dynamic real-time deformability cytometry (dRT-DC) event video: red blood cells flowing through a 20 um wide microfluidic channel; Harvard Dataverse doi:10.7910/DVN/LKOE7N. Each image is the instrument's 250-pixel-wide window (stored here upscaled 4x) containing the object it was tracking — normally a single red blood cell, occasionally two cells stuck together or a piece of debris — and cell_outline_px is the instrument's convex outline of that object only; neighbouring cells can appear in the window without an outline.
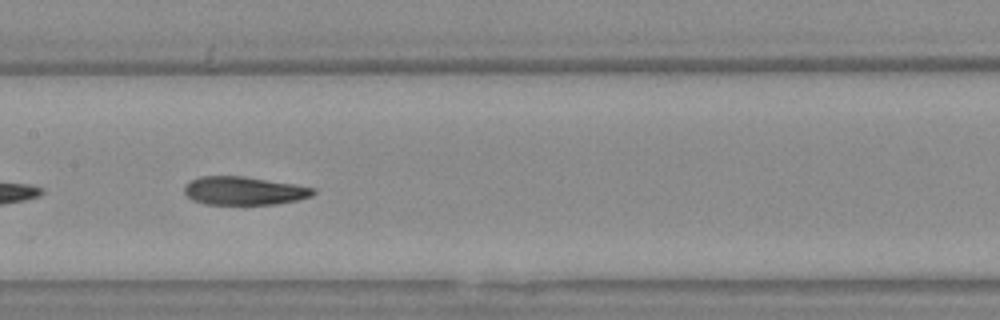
{"species": "Egyptian fruit bat (a non-hibernating species)", "species_latin": "Rousettus aegyptiacus", "temperature_condition": "warm", "stored_images_in_passage": 36, "camera_frame_rate_fps": 3000, "um_per_image_px": 0.085, "animal": {"sex": "female"}, "frame": {"image": 1, "passage_image": 11, "time_ms": 3.333, "image_size_px": [1000, 320], "cell_outline_px": [[316, 192], [312, 196], [296, 200], [276, 204], [204, 204], [192, 200], [184, 192], [184, 184], [188, 180], [200, 176], [244, 176], [316, 188]], "centroid_in_image_um": [20.69, 16.21], "position_along_channel_um": 186.7, "area_um2": 21.33}, "authors_computed_cell_mechanics": {"area_um2": 22.3108, "velocity_mm_per_s": 4.1847, "shape_relaxation_time_tau1_ms": 3.459, "shape_relaxation_time_tau2_ms": 1.9856, "deformation_change_tau1": 0.1691, "deformation_change_tau2": 0.0989}}